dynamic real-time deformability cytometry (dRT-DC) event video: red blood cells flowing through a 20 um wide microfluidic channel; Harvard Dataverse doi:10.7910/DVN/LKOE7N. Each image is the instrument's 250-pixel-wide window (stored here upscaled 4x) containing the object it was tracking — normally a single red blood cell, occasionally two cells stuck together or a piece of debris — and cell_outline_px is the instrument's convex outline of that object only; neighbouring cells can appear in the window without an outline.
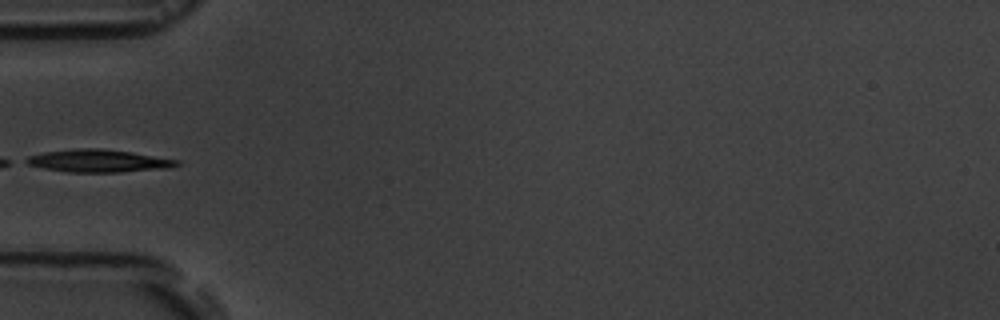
{"species": "common noctule bat (a hibernating species)", "species_latin": "Nyctalus noctula", "temperature_condition": "room temperature", "stored_images_in_passage": 5, "camera_frame_rate_fps": 3000, "um_per_image_px": 0.085, "animal": {"sex": "male", "body_mass_g": 19.5, "forearm_length_mm": 54.6}, "frame": {"image": 1, "passage_image": 5, "time_ms": 4.667, "image_size_px": [1000, 320], "cell_outline_px": [[180, 164], [172, 168], [120, 172], [68, 172], [44, 168], [28, 164], [20, 160], [28, 156], [44, 152], [80, 148], [100, 148], [128, 152], [180, 160]], "centroid_in_image_um": [8.36, 13.68], "position_along_channel_um": 76.6, "area_um2": 19.83}}